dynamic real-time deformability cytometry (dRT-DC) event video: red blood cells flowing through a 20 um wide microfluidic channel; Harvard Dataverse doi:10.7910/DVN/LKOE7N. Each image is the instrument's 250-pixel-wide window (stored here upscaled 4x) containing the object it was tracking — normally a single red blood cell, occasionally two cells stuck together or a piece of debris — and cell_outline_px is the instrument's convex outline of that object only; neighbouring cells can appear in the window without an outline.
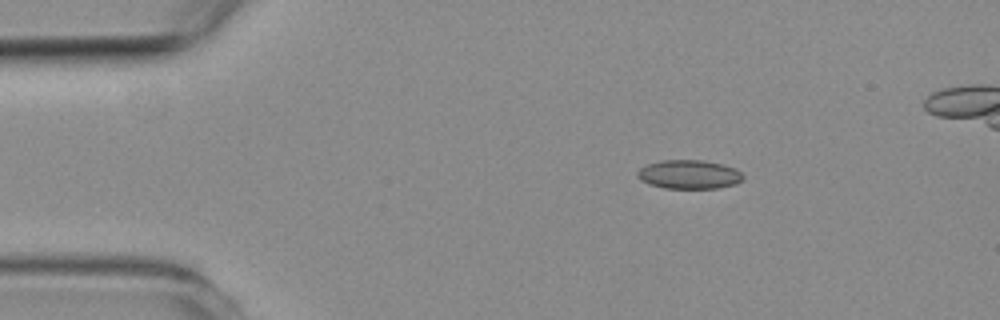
{"species": "common noctule bat (a hibernating species)", "species_latin": "Nyctalus noctula", "temperature_condition": "room temperature", "stored_images_in_passage": 5, "camera_frame_rate_fps": 3000, "um_per_image_px": 0.085, "animal": {"sex": "female", "body_mass_g": 19.3, "forearm_length_mm": 54.1}, "frame": {"image": 1, "passage_image": 3, "time_ms": 2.667, "image_size_px": [1000, 320], "cell_outline_px": [[744, 176], [736, 184], [716, 188], [664, 188], [648, 184], [640, 180], [636, 176], [636, 172], [640, 168], [648, 164], [660, 160], [704, 160], [724, 164], [736, 168]], "centroid_in_image_um": [58.55, 14.82], "position_along_channel_um": 26.5, "area_um2": 17.92}}